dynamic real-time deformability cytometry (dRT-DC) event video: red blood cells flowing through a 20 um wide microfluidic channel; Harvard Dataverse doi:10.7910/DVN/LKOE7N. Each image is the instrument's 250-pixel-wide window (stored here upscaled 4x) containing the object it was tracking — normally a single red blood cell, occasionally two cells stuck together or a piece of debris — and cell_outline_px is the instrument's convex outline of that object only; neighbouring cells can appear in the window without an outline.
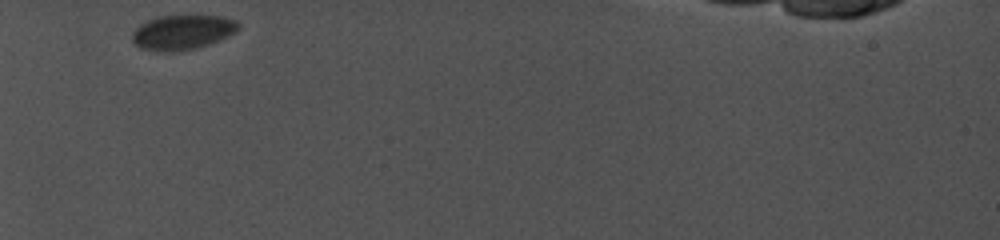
{"species": "common noctule bat (a hibernating species)", "species_latin": "Nyctalus noctula", "temperature_condition": "cold", "stored_images_in_passage": 24, "camera_frame_rate_fps": 5000, "um_per_image_px": 0.085, "animal": {"sex": "female", "body_mass_g": 19.0, "forearm_length_mm": 56.7}, "frame": {"image": 1, "passage_image": 1, "time_ms": 0.0, "image_size_px": [1000, 240], "cell_outline_px": [[240, 28], [236, 32], [228, 36], [208, 44], [196, 48], [172, 52], [160, 52], [140, 48], [132, 40], [132, 32], [140, 24], [156, 16], [180, 12], [188, 12], [220, 16], [236, 20], [240, 24]], "centroid_in_image_um": [15.52, 2.67], "position_along_channel_um": 69.5, "area_um2": 22.54}}
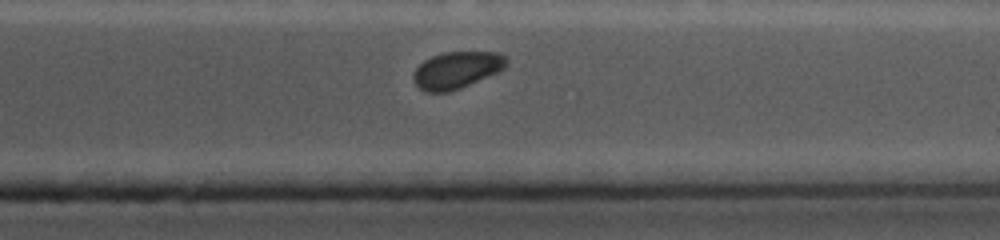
{"frame": {"image": 2, "passage_image": 20, "time_ms": 8.4, "image_size_px": [1000, 240], "cell_outline_px": [[508, 64], [504, 68], [496, 72], [468, 84], [448, 92], [424, 92], [416, 84], [412, 76], [416, 68], [424, 60], [432, 56], [444, 52], [496, 52], [508, 56]], "centroid_in_image_um": [38.82, 5.93], "position_along_channel_um": 372.6, "area_um2": 19.77}}
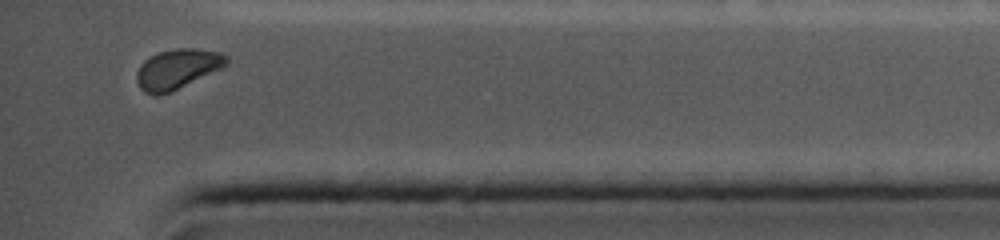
{"frame": {"image": 3, "passage_image": 23, "time_ms": 9.6, "image_size_px": [1000, 240], "cell_outline_px": [[228, 60], [220, 68], [168, 92], [156, 96], [144, 92], [140, 88], [136, 80], [136, 72], [140, 64], [144, 60], [156, 52], [176, 48], [196, 48], [220, 52], [228, 56]], "centroid_in_image_um": [15.0, 5.83], "position_along_channel_um": 420.2, "area_um2": 20.52}}